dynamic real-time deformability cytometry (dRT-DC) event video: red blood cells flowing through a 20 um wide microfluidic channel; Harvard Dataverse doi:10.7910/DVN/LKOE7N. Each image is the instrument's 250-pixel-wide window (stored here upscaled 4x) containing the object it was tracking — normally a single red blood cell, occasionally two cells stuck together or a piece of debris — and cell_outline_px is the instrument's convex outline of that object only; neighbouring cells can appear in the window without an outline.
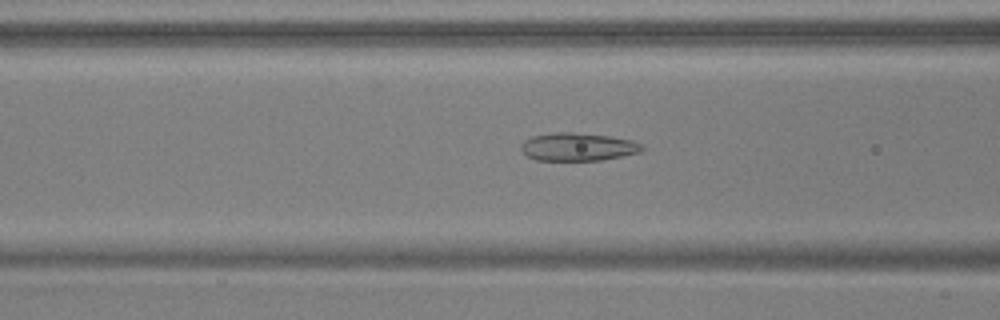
{"species": "common noctule bat (a hibernating species)", "species_latin": "Nyctalus noctula", "temperature_condition": "warm", "stored_images_in_passage": 43, "camera_frame_rate_fps": 3000, "um_per_image_px": 0.085, "animal": {"sex": "male", "body_mass_g": 17.9, "forearm_length_mm": 54.2}, "frame": {"image": 1, "passage_image": 21, "time_ms": 6.667, "image_size_px": [1000, 320], "cell_outline_px": [[644, 148], [640, 152], [600, 160], [536, 160], [528, 156], [520, 148], [520, 144], [524, 140], [532, 136], [552, 132], [572, 132], [612, 136], [632, 140], [640, 144]], "centroid_in_image_um": [49.09, 12.47], "position_along_channel_um": 117.5, "area_um2": 19.71}}
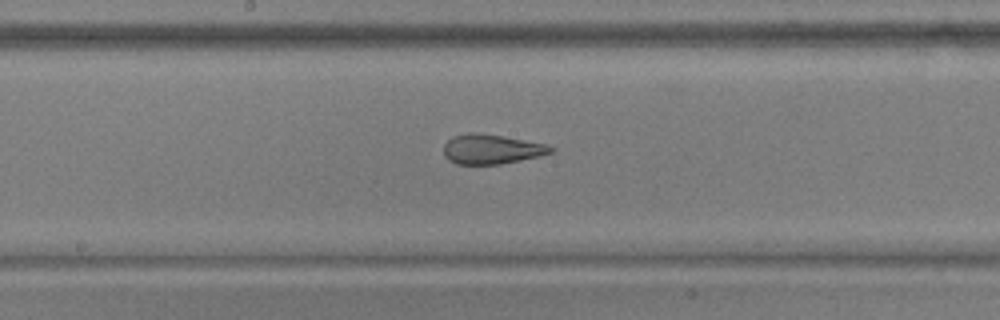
{"frame": {"image": 2, "passage_image": 28, "time_ms": 9.0, "image_size_px": [1000, 320], "cell_outline_px": [[556, 148], [552, 152], [540, 156], [500, 164], [456, 164], [448, 160], [444, 156], [444, 144], [452, 136], [468, 132], [476, 132], [548, 144]], "centroid_in_image_um": [41.76, 12.68], "position_along_channel_um": 206.4, "area_um2": 18.55}}
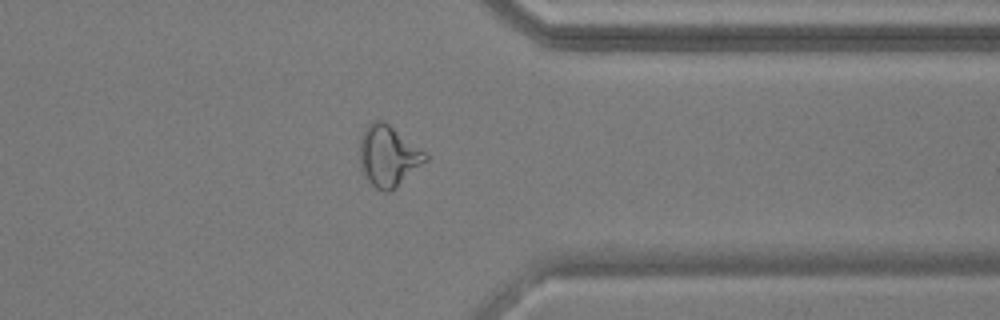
{"frame": {"image": 3, "passage_image": 42, "time_ms": 13.667, "image_size_px": [1000, 320], "cell_outline_px": [[428, 160], [392, 192], [384, 192], [376, 188], [364, 176], [360, 168], [360, 140], [368, 124], [372, 120], [384, 120], [428, 152]], "centroid_in_image_um": [33.04, 13.26], "position_along_channel_um": 378.4, "area_um2": 23.81}}